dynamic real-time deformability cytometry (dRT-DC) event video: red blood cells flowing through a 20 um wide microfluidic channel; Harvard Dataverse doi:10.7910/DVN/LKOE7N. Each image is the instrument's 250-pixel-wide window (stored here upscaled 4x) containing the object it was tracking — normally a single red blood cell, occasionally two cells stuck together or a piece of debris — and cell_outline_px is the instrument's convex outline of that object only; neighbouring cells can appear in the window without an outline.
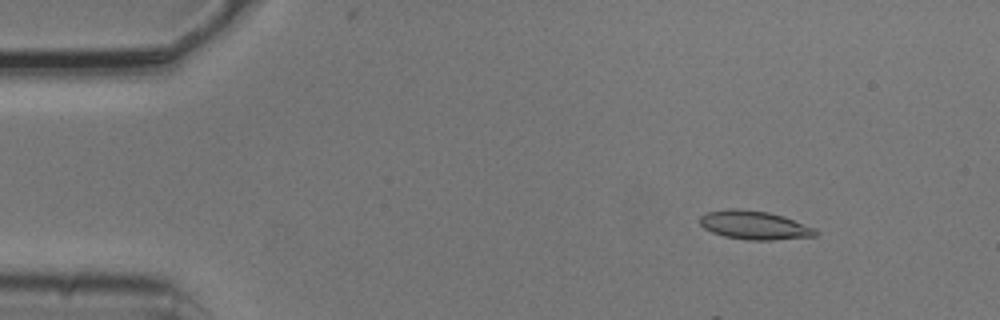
{"species": "common noctule bat (a hibernating species)", "species_latin": "Nyctalus noctula", "temperature_condition": "cold", "stored_images_in_passage": 6, "camera_frame_rate_fps": 3000, "um_per_image_px": 0.085, "animal": {"sex": "male", "body_mass_g": 20.5, "forearm_length_mm": 52.5}, "frame": {"image": 1, "passage_image": 2, "time_ms": 0.333, "image_size_px": [1000, 320], "cell_outline_px": [[820, 232], [816, 236], [772, 240], [748, 240], [724, 236], [712, 232], [704, 228], [700, 224], [700, 216], [708, 212], [728, 208], [736, 208], [768, 212], [784, 216], [816, 228]], "centroid_in_image_um": [64.15, 19.14], "position_along_channel_um": 20.8, "area_um2": 19.42}}
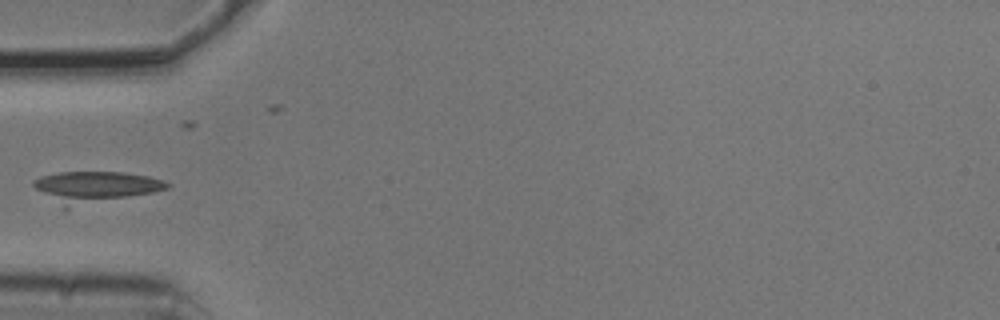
{"frame": {"image": 2, "passage_image": 5, "time_ms": 1.333, "image_size_px": [1000, 320], "cell_outline_px": [[172, 184], [168, 188], [152, 192], [68, 208], [64, 208], [36, 188], [32, 184], [32, 180], [40, 176], [56, 172], [124, 172], [148, 176], [164, 180]], "centroid_in_image_um": [8.08, 15.87], "position_along_channel_um": 76.9, "area_um2": 23.99}}
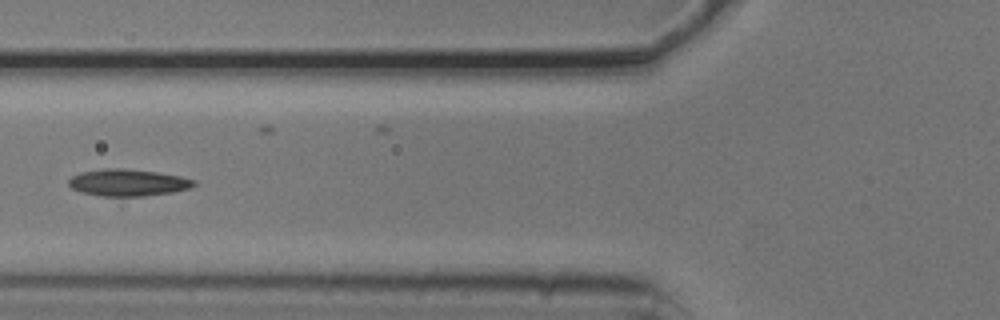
{"frame": {"image": 3, "passage_image": 6, "time_ms": 1.667, "image_size_px": [1000, 320], "cell_outline_px": [[196, 184], [188, 188], [172, 192], [144, 196], [104, 196], [80, 192], [72, 188], [68, 184], [68, 180], [72, 176], [80, 172], [104, 168], [120, 168], [156, 172], [180, 176], [196, 180]], "centroid_in_image_um": [10.85, 15.52], "position_along_channel_um": 115.0, "area_um2": 19.54}}